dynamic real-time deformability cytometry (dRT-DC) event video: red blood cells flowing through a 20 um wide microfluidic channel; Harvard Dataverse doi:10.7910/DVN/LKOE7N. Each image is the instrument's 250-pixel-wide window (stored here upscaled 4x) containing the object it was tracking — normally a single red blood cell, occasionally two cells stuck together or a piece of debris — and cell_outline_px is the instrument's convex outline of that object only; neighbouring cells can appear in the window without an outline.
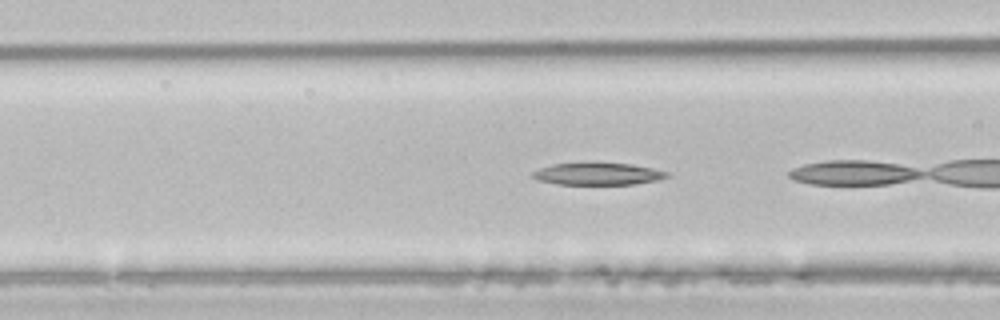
{"species": "common noctule bat (a hibernating species)", "species_latin": "Nyctalus noctula", "temperature_condition": "room temperature", "stored_images_in_passage": 20, "camera_frame_rate_fps": 3000, "um_per_image_px": 0.085, "animal": {"sex": "male", "body_mass_g": 21.5, "forearm_length_mm": 52.0}, "frame": {"image": 1, "passage_image": 13, "time_ms": 4.0, "image_size_px": [1000, 320], "cell_outline_px": [[668, 176], [656, 180], [632, 184], [556, 184], [540, 180], [532, 176], [532, 172], [540, 168], [552, 164], [632, 164], [652, 168], [668, 172]], "centroid_in_image_um": [50.81, 14.79], "position_along_channel_um": 115.8, "area_um2": 16.7}}